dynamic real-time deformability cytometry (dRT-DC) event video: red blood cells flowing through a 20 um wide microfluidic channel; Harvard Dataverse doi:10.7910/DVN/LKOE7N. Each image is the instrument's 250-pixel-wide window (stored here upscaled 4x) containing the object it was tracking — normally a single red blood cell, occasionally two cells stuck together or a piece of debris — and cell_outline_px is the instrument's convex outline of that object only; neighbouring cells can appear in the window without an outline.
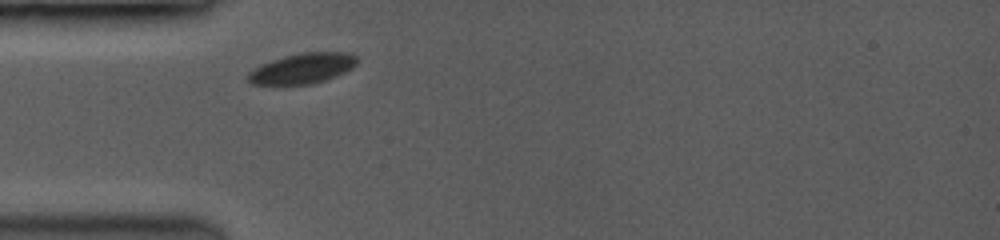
{"species": "common noctule bat (a hibernating species)", "species_latin": "Nyctalus noctula", "temperature_condition": "room temperature", "stored_images_in_passage": 1, "camera_frame_rate_fps": 3500, "um_per_image_px": 0.085, "animal": {"sex": "female", "body_mass_g": 19.0, "forearm_length_mm": 53.3}, "frame": {"image": 1, "passage_image": 1, "time_ms": 0.0, "image_size_px": [1000, 240], "cell_outline_px": [[356, 64], [352, 68], [344, 72], [324, 80], [308, 84], [252, 84], [248, 80], [248, 72], [260, 64], [284, 56], [300, 52], [344, 52], [356, 56]], "centroid_in_image_um": [25.68, 5.8], "position_along_channel_um": 59.3, "area_um2": 19.02}}